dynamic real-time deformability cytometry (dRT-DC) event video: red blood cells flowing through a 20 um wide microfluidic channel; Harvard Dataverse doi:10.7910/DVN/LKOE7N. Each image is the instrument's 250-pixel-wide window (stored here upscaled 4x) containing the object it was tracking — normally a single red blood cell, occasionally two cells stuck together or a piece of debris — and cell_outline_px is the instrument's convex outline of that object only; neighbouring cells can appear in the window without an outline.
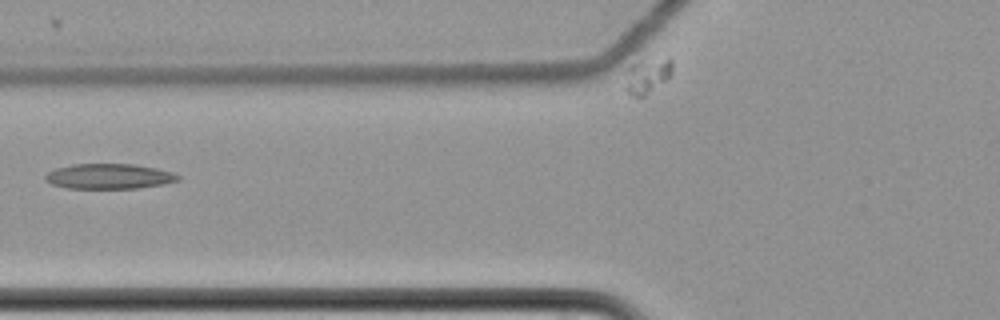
{"species": "common noctule bat (a hibernating species)", "species_latin": "Nyctalus noctula", "temperature_condition": "cold", "stored_images_in_passage": 7, "camera_frame_rate_fps": 3000, "um_per_image_px": 0.085, "animal": {"sex": "female", "body_mass_g": 22.7, "forearm_length_mm": 54.2}, "frame": {"image": 1, "passage_image": 6, "time_ms": 1.667, "image_size_px": [1000, 320], "cell_outline_px": [[180, 180], [164, 184], [140, 188], [68, 188], [52, 184], [44, 180], [44, 176], [48, 172], [56, 168], [72, 164], [132, 164], [156, 168], [172, 172], [180, 176]], "centroid_in_image_um": [9.27, 14.99], "position_along_channel_um": 116.5, "area_um2": 19.48}}